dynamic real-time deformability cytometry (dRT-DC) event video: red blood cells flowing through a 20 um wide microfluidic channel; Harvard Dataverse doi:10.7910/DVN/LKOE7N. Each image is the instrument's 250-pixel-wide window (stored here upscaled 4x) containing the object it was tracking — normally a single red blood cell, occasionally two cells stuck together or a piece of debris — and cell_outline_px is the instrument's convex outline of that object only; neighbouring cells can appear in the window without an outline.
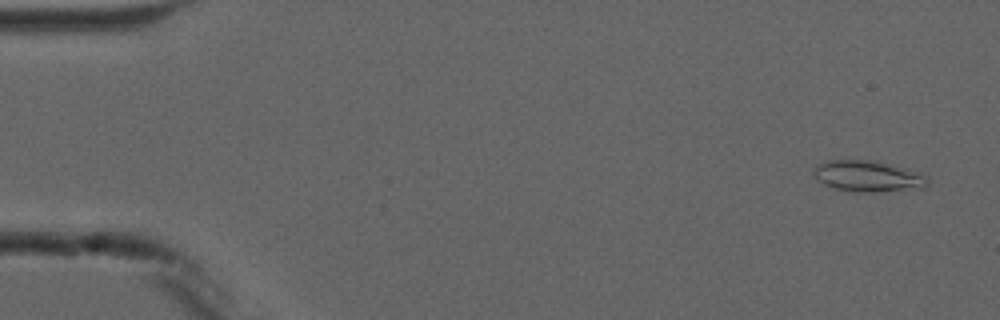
{"species": "common noctule bat (a hibernating species)", "species_latin": "Nyctalus noctula", "temperature_condition": "cold", "stored_images_in_passage": 9, "camera_frame_rate_fps": 3000, "um_per_image_px": 0.085, "animal": {"sex": "male", "forearm_length_mm": 52.5}, "frame": {"image": 1, "passage_image": 1, "time_ms": 0.0, "image_size_px": [1000, 320], "cell_outline_px": [[928, 184], [924, 188], [872, 192], [856, 192], [836, 188], [824, 184], [812, 172], [812, 168], [816, 164], [824, 160], [876, 160], [904, 168], [928, 176]], "centroid_in_image_um": [73.76, 14.96], "position_along_channel_um": 11.2, "area_um2": 20.69}}
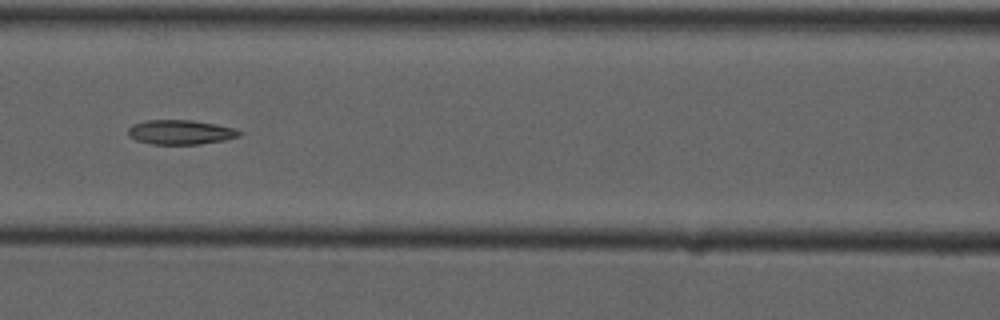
{"frame": {"image": 2, "passage_image": 7, "time_ms": 7.0, "image_size_px": [1000, 320], "cell_outline_px": [[244, 132], [240, 136], [224, 140], [200, 144], [152, 144], [136, 140], [128, 136], [128, 128], [132, 124], [144, 120], [192, 120], [216, 124], [236, 128]], "centroid_in_image_um": [15.35, 11.23], "position_along_channel_um": 151.2, "area_um2": 16.07}}
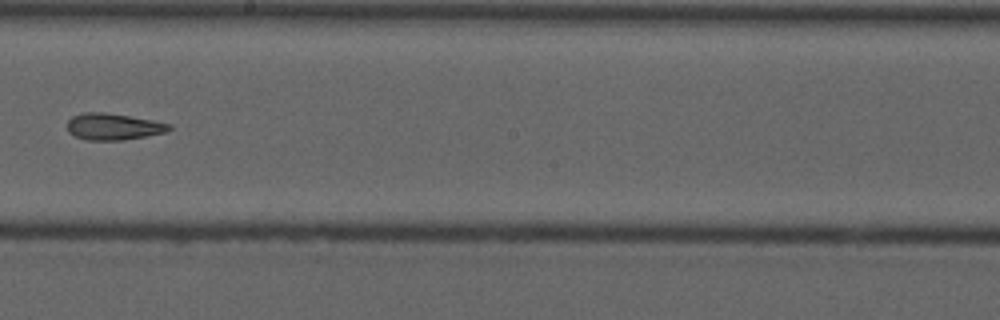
{"frame": {"image": 3, "passage_image": 9, "time_ms": 9.333, "image_size_px": [1000, 320], "cell_outline_px": [[172, 128], [164, 132], [124, 140], [88, 140], [76, 136], [68, 132], [68, 120], [72, 116], [84, 112], [108, 112], [152, 120], [172, 124]], "centroid_in_image_um": [9.62, 10.75], "position_along_channel_um": 238.6, "area_um2": 15.72}}